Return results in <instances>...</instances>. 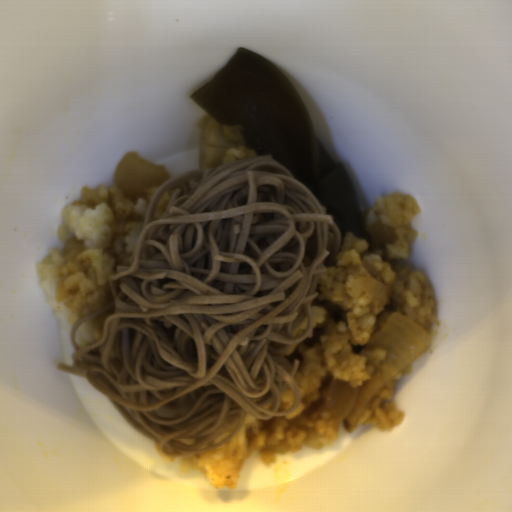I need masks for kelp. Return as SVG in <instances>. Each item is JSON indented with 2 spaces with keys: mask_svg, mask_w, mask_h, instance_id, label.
<instances>
[{
  "mask_svg": "<svg viewBox=\"0 0 512 512\" xmlns=\"http://www.w3.org/2000/svg\"><path fill=\"white\" fill-rule=\"evenodd\" d=\"M190 98L220 125L239 126L247 149L272 156L309 190L340 231L367 240L360 204L347 171L317 135L285 73L268 59L238 48Z\"/></svg>",
  "mask_w": 512,
  "mask_h": 512,
  "instance_id": "99668d17",
  "label": "kelp"
}]
</instances>
